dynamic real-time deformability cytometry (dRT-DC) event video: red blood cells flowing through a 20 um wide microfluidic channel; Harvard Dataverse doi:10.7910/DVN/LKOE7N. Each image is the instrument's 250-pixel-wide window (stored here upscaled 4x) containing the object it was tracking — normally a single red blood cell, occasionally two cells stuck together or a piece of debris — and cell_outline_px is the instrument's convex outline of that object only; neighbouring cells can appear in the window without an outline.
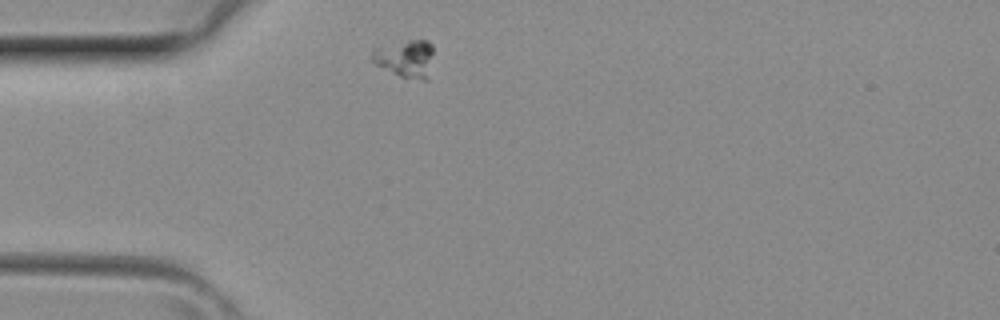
{"species": "common noctule bat (a hibernating species)", "species_latin": "Nyctalus noctula", "temperature_condition": "room temperature", "stored_images_in_passage": 3, "segment_of_instrument_passage": [2, 2], "camera_frame_rate_fps": 3000, "um_per_image_px": 0.085, "animal": {"sex": "female", "body_mass_g": 29.2, "forearm_length_mm": 56.3}, "frame": {"image": 1, "passage_image": 3, "time_ms": 0.667, "image_size_px": [1000, 320], "cell_outline_px": [[432, 52], [428, 80], [420, 80], [400, 76], [376, 64], [372, 60], [372, 48], [408, 40], [428, 40], [432, 44]], "centroid_in_image_um": [34.47, 4.96], "position_along_channel_um": 50.5, "area_um2": 13.29}}